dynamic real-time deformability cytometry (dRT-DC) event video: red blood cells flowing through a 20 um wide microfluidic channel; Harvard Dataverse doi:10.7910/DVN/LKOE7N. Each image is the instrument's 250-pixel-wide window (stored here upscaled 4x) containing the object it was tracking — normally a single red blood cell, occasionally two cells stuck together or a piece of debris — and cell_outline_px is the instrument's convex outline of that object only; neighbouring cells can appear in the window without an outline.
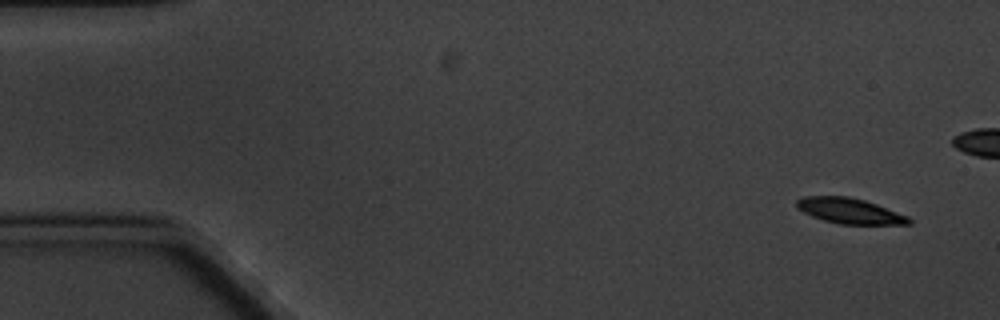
{"species": "common noctule bat (a hibernating species)", "species_latin": "Nyctalus noctula", "temperature_condition": "cold", "stored_images_in_passage": 6, "camera_frame_rate_fps": 3000, "um_per_image_px": 0.085, "animal": {"sex": "male", "body_mass_g": 20.1, "forearm_length_mm": 53.5}, "frame": {"image": 1, "passage_image": 1, "time_ms": 0.0, "image_size_px": [1000, 320], "cell_outline_px": [[912, 224], [840, 224], [824, 220], [812, 216], [796, 208], [796, 200], [804, 196], [848, 196], [864, 200], [876, 204], [908, 216], [912, 220]], "centroid_in_image_um": [72.21, 17.92], "position_along_channel_um": 12.8, "area_um2": 16.59}}